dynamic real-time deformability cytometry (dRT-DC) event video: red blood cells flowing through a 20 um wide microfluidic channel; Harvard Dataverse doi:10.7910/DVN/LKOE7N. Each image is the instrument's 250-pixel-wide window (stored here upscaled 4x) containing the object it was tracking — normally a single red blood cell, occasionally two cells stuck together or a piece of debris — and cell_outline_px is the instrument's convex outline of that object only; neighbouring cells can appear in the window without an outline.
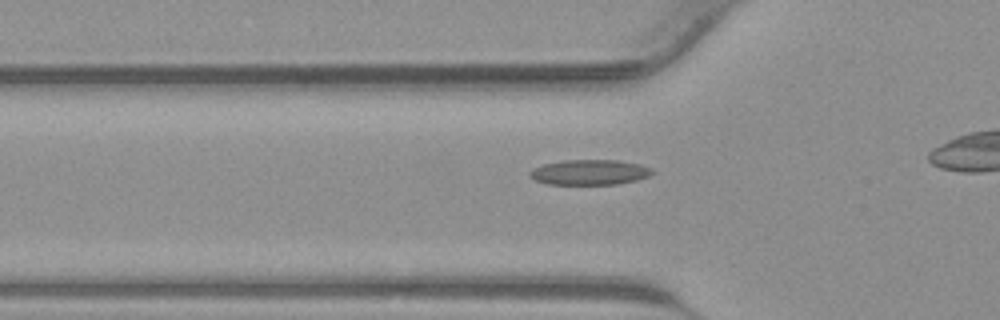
{"species": "common noctule bat (a hibernating species)", "species_latin": "Nyctalus noctula", "temperature_condition": "warm", "stored_images_in_passage": 18, "camera_frame_rate_fps": 3000, "um_per_image_px": 0.085, "animal": {"sex": "male", "body_mass_g": 23.1, "forearm_length_mm": 52.7}, "frame": {"image": 1, "passage_image": 3, "time_ms": 0.667, "image_size_px": [1000, 320], "cell_outline_px": [[656, 172], [648, 176], [636, 180], [616, 184], [548, 184], [536, 180], [528, 176], [528, 172], [532, 168], [544, 164], [564, 160], [616, 160], [640, 164], [652, 168]], "centroid_in_image_um": [50.11, 14.64], "position_along_channel_um": 75.7, "area_um2": 18.03}}
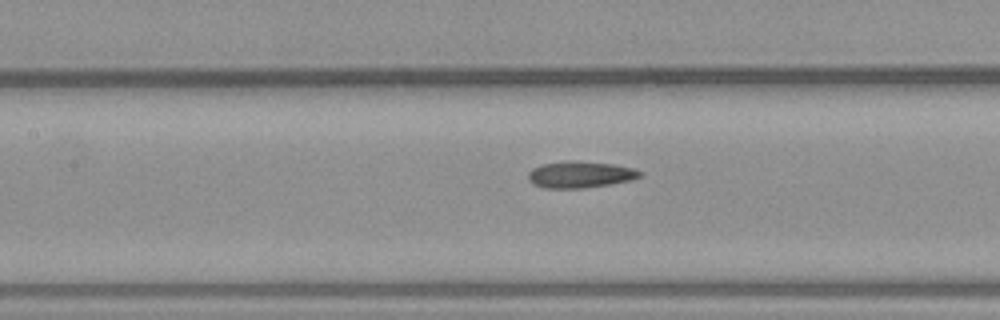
{"frame": {"image": 2, "passage_image": 8, "time_ms": 2.333, "image_size_px": [1000, 320], "cell_outline_px": [[644, 172], [640, 176], [632, 180], [584, 188], [544, 188], [532, 184], [528, 180], [528, 172], [532, 168], [540, 164], [564, 160], [572, 160], [612, 164], [632, 168]], "centroid_in_image_um": [49.26, 14.83], "position_along_channel_um": 158.1, "area_um2": 17.46}}
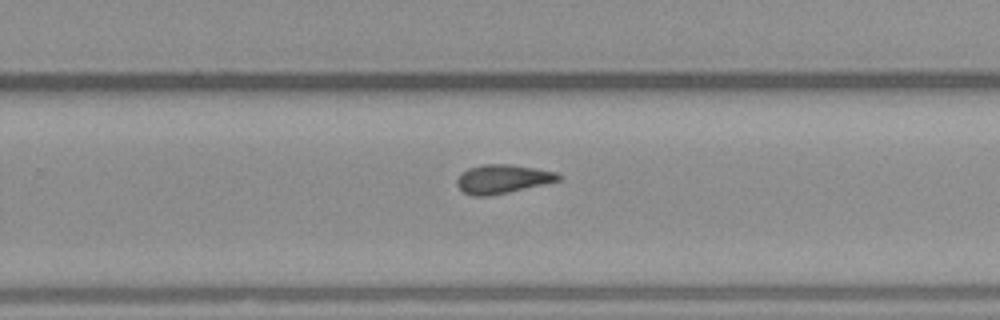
{"frame": {"image": 3, "passage_image": 16, "time_ms": 5.0, "image_size_px": [1000, 320], "cell_outline_px": [[560, 180], [544, 184], [508, 192], [488, 196], [472, 196], [464, 192], [456, 184], [456, 180], [460, 172], [468, 168], [484, 164], [508, 164], [536, 168], [556, 172], [560, 176]], "centroid_in_image_um": [42.67, 15.21], "position_along_channel_um": 287.1, "area_um2": 16.99}}